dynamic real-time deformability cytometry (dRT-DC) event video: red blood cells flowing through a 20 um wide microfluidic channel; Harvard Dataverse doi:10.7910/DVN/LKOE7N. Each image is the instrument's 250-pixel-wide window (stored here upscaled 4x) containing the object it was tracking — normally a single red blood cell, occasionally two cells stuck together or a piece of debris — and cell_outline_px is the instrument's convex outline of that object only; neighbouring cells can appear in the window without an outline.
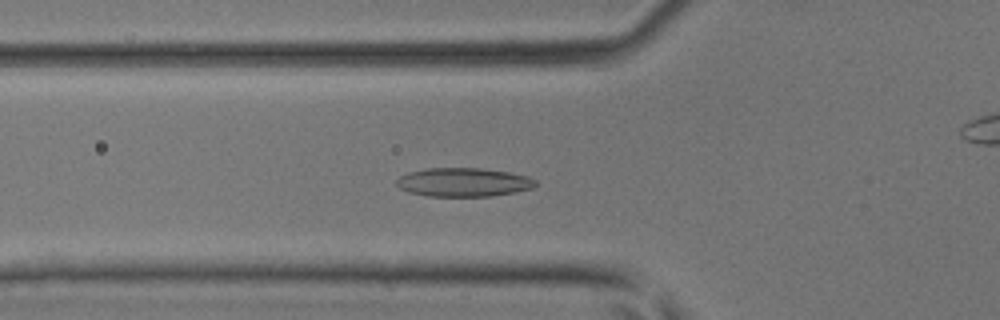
{"species": "common noctule bat (a hibernating species)", "species_latin": "Nyctalus noctula", "temperature_condition": "room temperature", "stored_images_in_passage": 46, "camera_frame_rate_fps": 3000, "um_per_image_px": 0.085, "animal": {"sex": "male", "body_mass_g": 17.9, "forearm_length_mm": 54.2}, "frame": {"image": 1, "passage_image": 15, "time_ms": 4.667, "image_size_px": [1000, 320], "cell_outline_px": [[536, 184], [532, 188], [492, 196], [428, 196], [408, 192], [400, 188], [396, 184], [396, 180], [400, 176], [408, 172], [428, 168], [480, 168], [508, 172], [528, 176], [536, 180]], "centroid_in_image_um": [39.37, 15.48], "position_along_channel_um": 86.4, "area_um2": 23.18}}
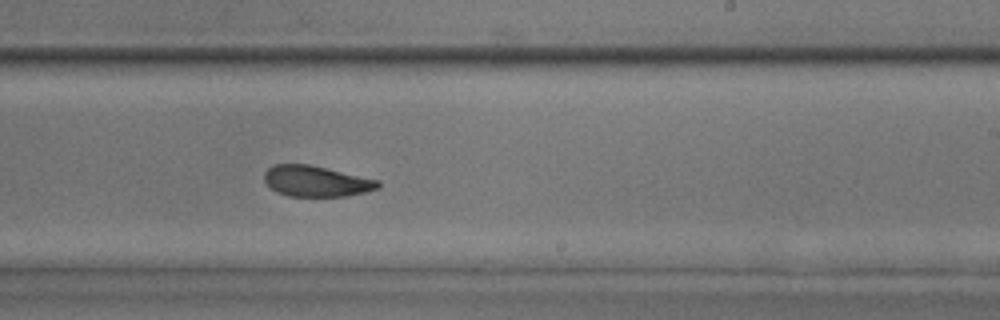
{"frame": {"image": 2, "passage_image": 27, "time_ms": 8.667, "image_size_px": [1000, 320], "cell_outline_px": [[380, 188], [364, 192], [344, 196], [288, 196], [276, 192], [264, 180], [264, 172], [272, 164], [308, 164], [380, 180]], "centroid_in_image_um": [26.87, 15.39], "position_along_channel_um": 262.1, "area_um2": 20.4}}
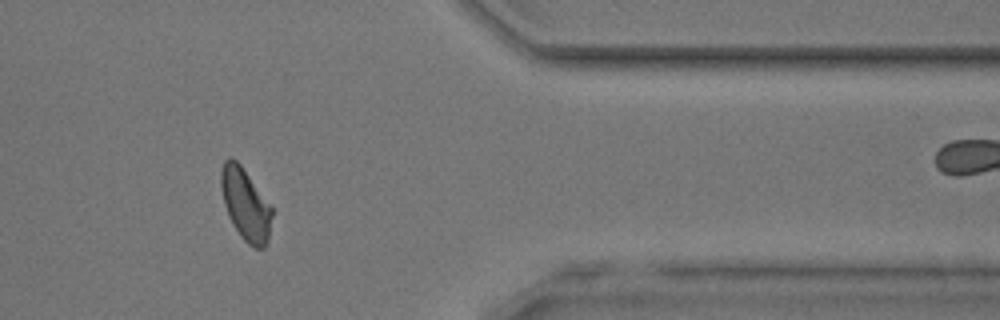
{"frame": {"image": 3, "passage_image": 37, "time_ms": 12.0, "image_size_px": [1000, 320], "cell_outline_px": [[272, 216], [268, 244], [264, 248], [256, 248], [248, 244], [240, 236], [228, 216], [224, 204], [220, 184], [220, 172], [224, 160], [228, 156], [232, 156], [240, 164], [272, 208]], "centroid_in_image_um": [20.85, 17.37], "position_along_channel_um": 390.6, "area_um2": 21.33}}